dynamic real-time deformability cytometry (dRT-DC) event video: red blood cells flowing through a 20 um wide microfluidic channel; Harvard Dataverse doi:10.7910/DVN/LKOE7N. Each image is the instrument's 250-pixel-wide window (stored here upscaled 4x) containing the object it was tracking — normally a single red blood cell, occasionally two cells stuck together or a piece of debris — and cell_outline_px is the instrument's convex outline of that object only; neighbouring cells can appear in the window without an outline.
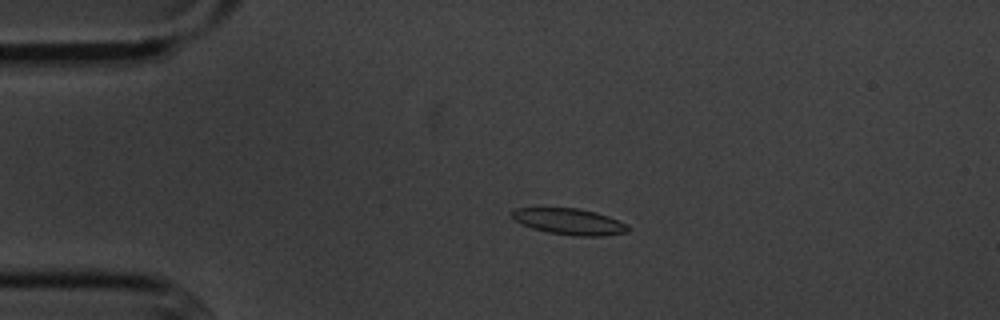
{"species": "common noctule bat (a hibernating species)", "species_latin": "Nyctalus noctula", "temperature_condition": "cold", "stored_images_in_passage": 4, "camera_frame_rate_fps": 3000, "um_per_image_px": 0.085, "animal": {"sex": "male", "body_mass_g": 20.1, "forearm_length_mm": 53.5}, "frame": {"image": 1, "passage_image": 3, "time_ms": 3.333, "image_size_px": [1000, 320], "cell_outline_px": [[628, 232], [600, 236], [572, 236], [548, 232], [532, 228], [512, 220], [512, 208], [576, 208], [596, 212], [608, 216], [628, 224]], "centroid_in_image_um": [48.37, 18.83], "position_along_channel_um": 36.6, "area_um2": 17.74}}